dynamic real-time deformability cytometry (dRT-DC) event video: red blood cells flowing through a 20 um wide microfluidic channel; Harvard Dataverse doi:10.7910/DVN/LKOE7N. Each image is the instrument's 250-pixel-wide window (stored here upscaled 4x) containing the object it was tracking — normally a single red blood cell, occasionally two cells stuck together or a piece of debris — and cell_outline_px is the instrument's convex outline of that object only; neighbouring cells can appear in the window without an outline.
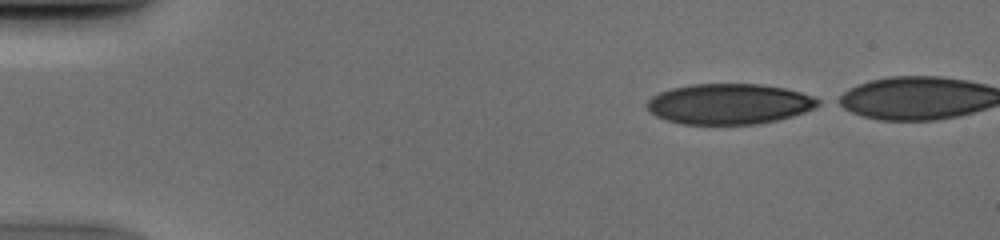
{"species": "human", "species_latin": "Homo sapiens", "temperature_condition": "cold", "stored_images_in_passage": 41, "camera_frame_rate_fps": 3000, "um_per_image_px": 0.085, "donor": {"sex": "male"}, "frame": {"image": 1, "passage_image": 1, "time_ms": 0.0, "image_size_px": [1000, 240], "cell_outline_px": [[824, 104], [816, 108], [792, 116], [776, 120], [756, 124], [684, 124], [668, 120], [656, 116], [648, 112], [644, 104], [652, 96], [660, 92], [672, 88], [692, 84], [760, 84], [784, 88], [800, 92], [812, 96], [820, 100]], "centroid_in_image_um": [61.98, 8.83], "position_along_channel_um": 23.0, "area_um2": 40.58}}
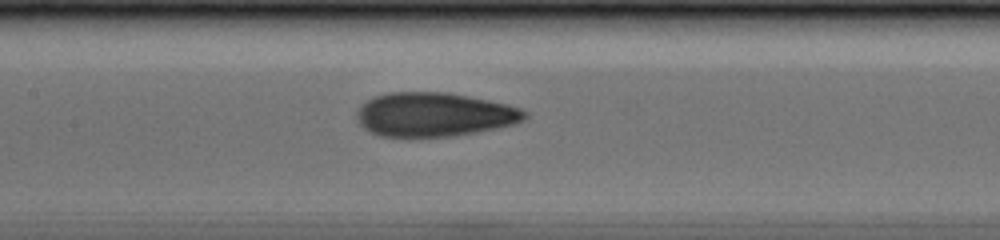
{"frame": {"image": 2, "passage_image": 19, "time_ms": 6.0, "image_size_px": [1000, 240], "cell_outline_px": [[528, 116], [524, 120], [516, 124], [456, 136], [408, 140], [380, 136], [364, 128], [360, 124], [356, 116], [356, 112], [372, 96], [392, 92], [444, 92], [488, 100], [508, 104], [520, 108], [528, 112]], "centroid_in_image_um": [36.9, 9.78], "position_along_channel_um": 170.5, "area_um2": 43.99}}
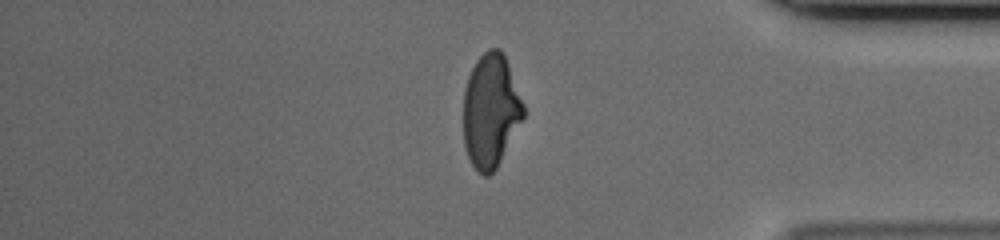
{"frame": {"image": 3, "passage_image": 37, "time_ms": 12.0, "image_size_px": [1000, 240], "cell_outline_px": [[524, 116], [496, 168], [488, 176], [484, 176], [472, 164], [468, 156], [464, 144], [464, 92], [468, 76], [476, 60], [488, 48], [500, 48], [504, 52], [524, 104]], "centroid_in_image_um": [41.71, 9.37], "position_along_channel_um": 393.5, "area_um2": 39.54}}